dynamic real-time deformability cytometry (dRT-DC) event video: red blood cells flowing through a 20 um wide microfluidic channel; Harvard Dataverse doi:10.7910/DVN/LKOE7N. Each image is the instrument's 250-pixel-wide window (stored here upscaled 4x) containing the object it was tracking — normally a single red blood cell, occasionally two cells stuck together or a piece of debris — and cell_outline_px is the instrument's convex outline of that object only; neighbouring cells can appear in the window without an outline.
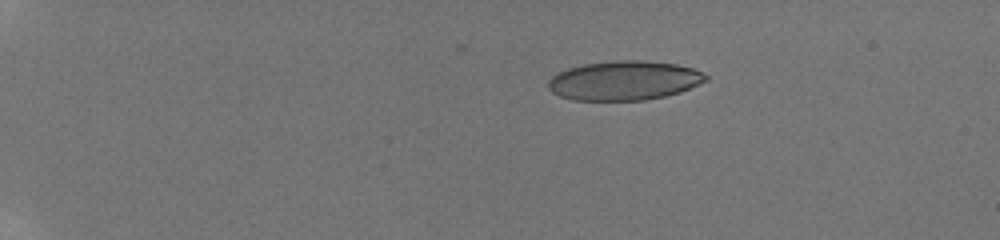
{"species": "human", "species_latin": "Homo sapiens", "temperature_condition": "room temperature", "stored_images_in_passage": 46, "camera_frame_rate_fps": 3000, "um_per_image_px": 0.085, "donor": {"sex": "male"}, "frame": {"image": 1, "passage_image": 1, "time_ms": 0.0, "image_size_px": [1000, 240], "cell_outline_px": [[708, 80], [680, 92], [664, 96], [644, 100], [572, 100], [560, 96], [552, 92], [548, 88], [548, 80], [552, 76], [568, 68], [584, 64], [616, 60], [640, 60], [676, 64], [692, 68], [704, 72], [708, 76]], "centroid_in_image_um": [53.06, 6.84], "position_along_channel_um": 31.9, "area_um2": 36.07}}
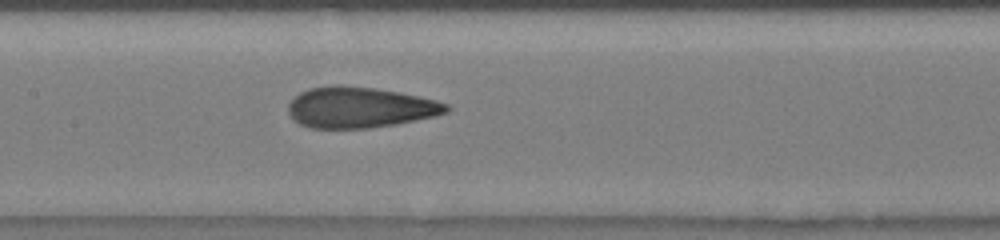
{"frame": {"image": 2, "passage_image": 21, "time_ms": 6.667, "image_size_px": [1000, 240], "cell_outline_px": [[452, 108], [448, 112], [432, 116], [396, 124], [368, 128], [312, 128], [300, 124], [288, 112], [288, 104], [300, 92], [308, 88], [336, 84], [340, 84], [376, 88], [436, 100], [448, 104]], "centroid_in_image_um": [30.57, 9.12], "position_along_channel_um": 176.8, "area_um2": 37.45}}
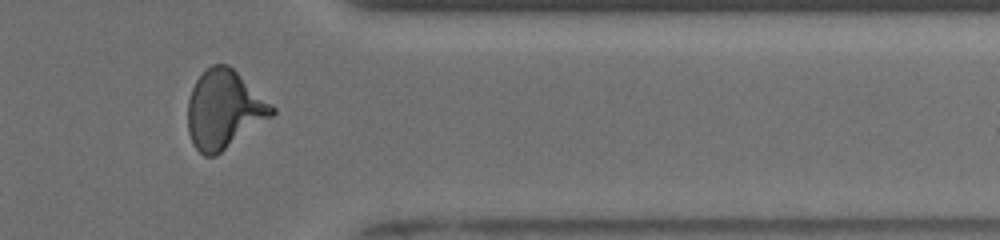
{"frame": {"image": 3, "passage_image": 38, "time_ms": 12.333, "image_size_px": [1000, 240], "cell_outline_px": [[276, 112], [272, 116], [216, 156], [204, 156], [192, 144], [188, 132], [188, 100], [192, 88], [196, 80], [212, 64], [228, 64], [276, 108]], "centroid_in_image_um": [19.03, 9.32], "position_along_channel_um": 392.4, "area_um2": 38.15}, "authors_computed_cell_mechanics": {"area_um2": 37.1654, "velocity_mm_per_s": 3.8879, "shape_relaxation_time_tau1_ms": 5.3631, "shape_relaxation_time_tau2_ms": 0.9434, "deformation_change_tau1": 0.1843, "deformation_change_tau2": 0.0783}}